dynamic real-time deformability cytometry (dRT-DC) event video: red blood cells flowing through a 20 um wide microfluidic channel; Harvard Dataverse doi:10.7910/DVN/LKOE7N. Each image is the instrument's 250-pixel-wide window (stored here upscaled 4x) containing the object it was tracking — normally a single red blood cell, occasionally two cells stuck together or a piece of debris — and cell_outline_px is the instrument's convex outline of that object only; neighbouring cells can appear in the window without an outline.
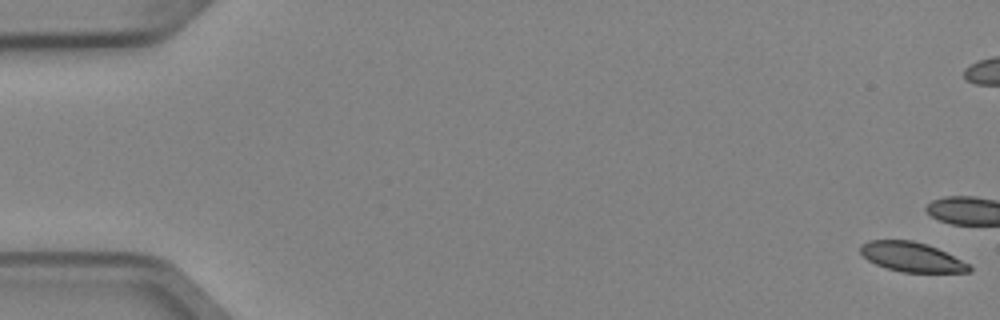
{"species": "Egyptian fruit bat (a non-hibernating species)", "species_latin": "Rousettus aegyptiacus", "temperature_condition": "cold", "stored_images_in_passage": 6, "camera_frame_rate_fps": 3000, "um_per_image_px": 0.085, "animal": {"sex": "female"}, "frame": {"image": 1, "passage_image": 1, "time_ms": 0.0, "image_size_px": [1000, 320], "cell_outline_px": [[972, 268], [968, 272], [904, 272], [888, 268], [876, 264], [868, 260], [860, 252], [860, 244], [868, 240], [912, 240], [928, 244], [968, 264]], "centroid_in_image_um": [77.44, 21.83], "position_along_channel_um": 7.6, "area_um2": 18.44}}